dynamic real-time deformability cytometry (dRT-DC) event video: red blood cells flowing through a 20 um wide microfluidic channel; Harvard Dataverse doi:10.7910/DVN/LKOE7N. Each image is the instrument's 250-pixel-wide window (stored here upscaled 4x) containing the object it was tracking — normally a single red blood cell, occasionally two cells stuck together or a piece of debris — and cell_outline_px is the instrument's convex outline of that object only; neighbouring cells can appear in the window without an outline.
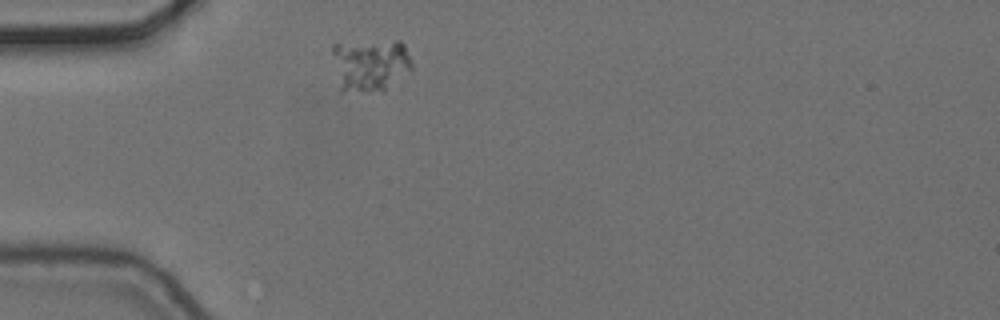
{"species": "common noctule bat (a hibernating species)", "species_latin": "Nyctalus noctula", "temperature_condition": "cold", "stored_images_in_passage": 1, "camera_frame_rate_fps": 3000, "um_per_image_px": 0.085, "animal": {"sex": "female", "body_mass_g": 24.6, "forearm_length_mm": 56.2}, "frame": {"image": 1, "passage_image": 1, "time_ms": 0.0, "image_size_px": [1000, 320], "cell_outline_px": [[412, 72], [384, 92], [340, 92], [332, 52], [332, 44], [396, 40], [400, 40], [404, 44], [412, 64]], "centroid_in_image_um": [31.51, 5.56], "position_along_channel_um": 53.5, "area_um2": 25.09}}